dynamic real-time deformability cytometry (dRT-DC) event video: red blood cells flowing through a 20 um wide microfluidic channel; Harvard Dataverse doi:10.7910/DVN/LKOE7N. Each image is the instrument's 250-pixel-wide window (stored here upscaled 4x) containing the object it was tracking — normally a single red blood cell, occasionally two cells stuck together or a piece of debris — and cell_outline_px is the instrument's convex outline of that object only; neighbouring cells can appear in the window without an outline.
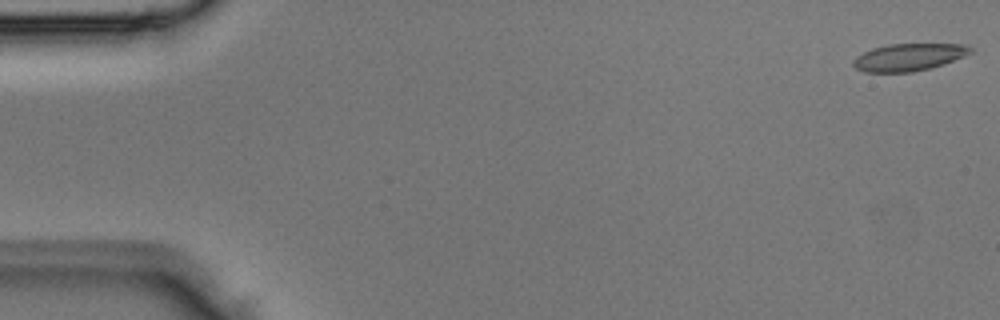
{"species": "Egyptian fruit bat (a non-hibernating species)", "species_latin": "Rousettus aegyptiacus", "temperature_condition": "room temperature", "stored_images_in_passage": 4, "camera_frame_rate_fps": 3000, "um_per_image_px": 0.085, "animal": {"sex": "male"}, "frame": {"image": 1, "passage_image": 1, "time_ms": 0.0, "image_size_px": [1000, 320], "cell_outline_px": [[972, 52], [964, 56], [944, 64], [912, 72], [864, 72], [856, 68], [852, 64], [852, 60], [856, 56], [872, 48], [888, 44], [968, 44], [972, 48]], "centroid_in_image_um": [77.23, 4.85], "position_along_channel_um": 7.8, "area_um2": 18.67}}
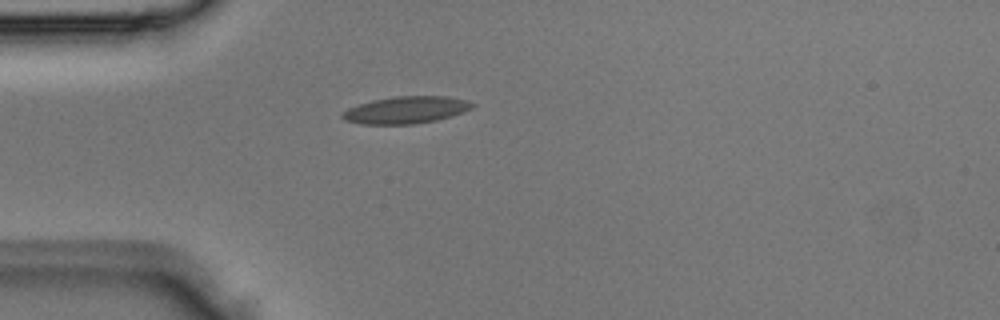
{"frame": {"image": 2, "passage_image": 4, "time_ms": 1.0, "image_size_px": [1000, 320], "cell_outline_px": [[476, 104], [472, 108], [464, 112], [452, 116], [436, 120], [412, 124], [360, 124], [344, 120], [340, 116], [348, 108], [372, 100], [396, 96], [448, 96], [464, 100]], "centroid_in_image_um": [34.51, 9.35], "position_along_channel_um": 50.5, "area_um2": 20.46}}